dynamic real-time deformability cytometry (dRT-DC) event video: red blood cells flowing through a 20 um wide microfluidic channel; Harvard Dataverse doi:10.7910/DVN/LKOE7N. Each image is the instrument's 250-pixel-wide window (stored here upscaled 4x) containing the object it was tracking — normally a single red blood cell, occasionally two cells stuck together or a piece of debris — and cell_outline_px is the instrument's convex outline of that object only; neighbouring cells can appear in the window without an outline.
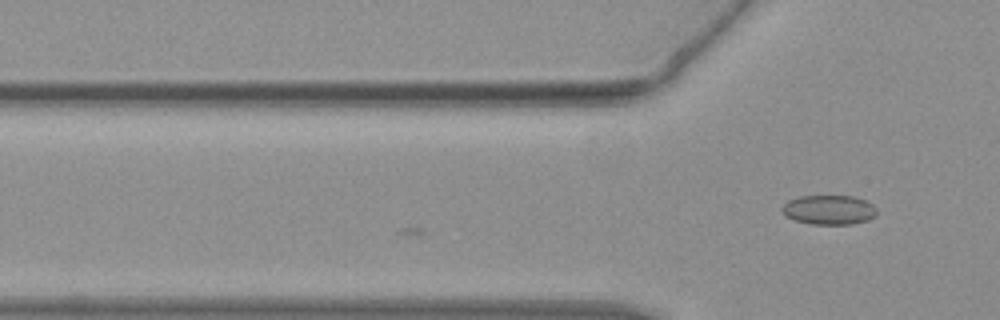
{"species": "common noctule bat (a hibernating species)", "species_latin": "Nyctalus noctula", "temperature_condition": "warm", "stored_images_in_passage": 6, "camera_frame_rate_fps": 3000, "um_per_image_px": 0.085, "animal": {"sex": "female", "body_mass_g": 19.3, "forearm_length_mm": 54.1}, "frame": {"image": 1, "passage_image": 6, "time_ms": 1.667, "image_size_px": [1000, 320], "cell_outline_px": [[876, 216], [868, 220], [852, 224], [812, 224], [796, 220], [784, 216], [780, 212], [780, 208], [788, 200], [800, 196], [856, 196], [872, 204], [876, 208]], "centroid_in_image_um": [70.44, 17.83], "position_along_channel_um": 55.4, "area_um2": 16.42}}